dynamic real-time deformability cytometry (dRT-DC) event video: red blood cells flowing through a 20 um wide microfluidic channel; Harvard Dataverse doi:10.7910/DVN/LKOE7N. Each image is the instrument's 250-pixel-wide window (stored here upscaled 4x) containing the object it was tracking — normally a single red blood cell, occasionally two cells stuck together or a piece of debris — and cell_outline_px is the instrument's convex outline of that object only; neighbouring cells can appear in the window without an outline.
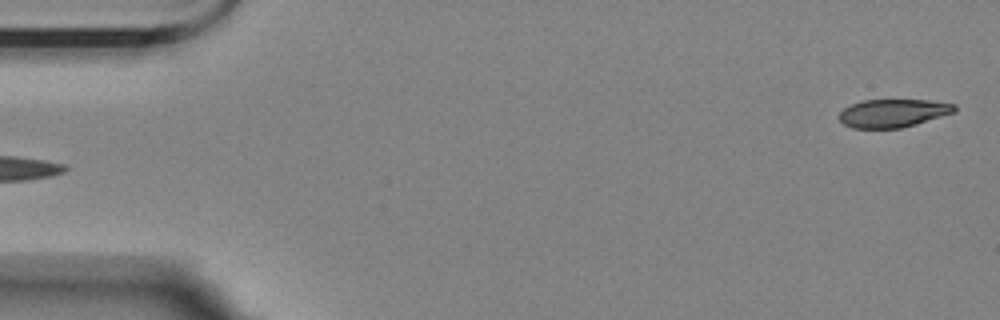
{"species": "Egyptian fruit bat (a non-hibernating species)", "species_latin": "Rousettus aegyptiacus", "temperature_condition": "room temperature", "stored_images_in_passage": 5, "camera_frame_rate_fps": 3000, "um_per_image_px": 0.085, "animal": {"sex": "female"}, "frame": {"image": 1, "passage_image": 5, "time_ms": 4.667, "image_size_px": [1000, 320], "cell_outline_px": [[956, 112], [916, 124], [900, 128], [852, 128], [844, 124], [836, 116], [844, 108], [852, 104], [864, 100], [928, 100], [956, 104]], "centroid_in_image_um": [75.91, 9.62], "position_along_channel_um": 9.1, "area_um2": 18.96}}